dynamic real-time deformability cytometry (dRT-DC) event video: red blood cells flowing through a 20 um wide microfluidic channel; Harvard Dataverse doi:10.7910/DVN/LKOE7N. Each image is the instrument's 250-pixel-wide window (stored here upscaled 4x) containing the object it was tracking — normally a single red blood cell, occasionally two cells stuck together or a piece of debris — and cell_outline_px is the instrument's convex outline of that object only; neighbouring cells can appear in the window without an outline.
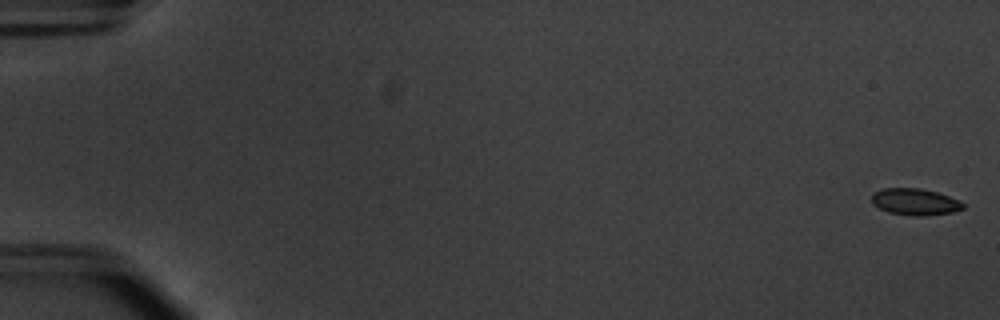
{"species": "common noctule bat (a hibernating species)", "species_latin": "Nyctalus noctula", "temperature_condition": "warm", "stored_images_in_passage": 55, "camera_frame_rate_fps": 3000, "um_per_image_px": 0.085, "animal": {"sex": "male", "body_mass_g": 20.1, "forearm_length_mm": 53.5}, "frame": {"image": 1, "passage_image": 1, "time_ms": 0.0, "image_size_px": [1000, 320], "cell_outline_px": [[964, 208], [952, 212], [924, 216], [912, 216], [888, 212], [872, 204], [872, 196], [876, 192], [884, 188], [920, 188], [936, 192], [960, 200], [964, 204]], "centroid_in_image_um": [77.79, 17.16], "position_along_channel_um": 7.2, "area_um2": 14.1}}
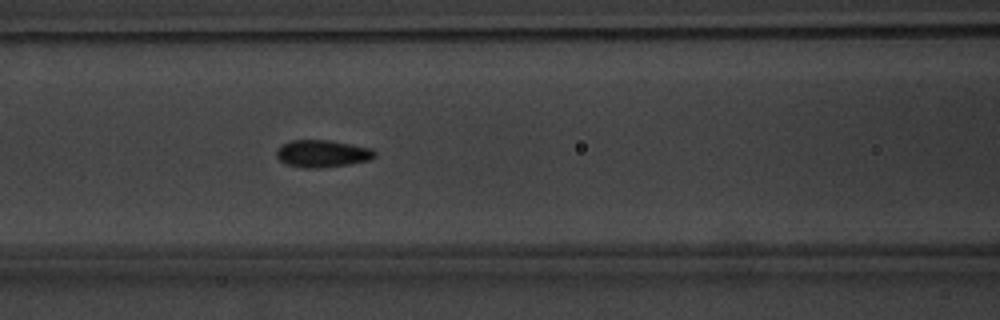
{"frame": {"image": 2, "passage_image": 25, "time_ms": 8.0, "image_size_px": [1000, 320], "cell_outline_px": [[376, 156], [368, 160], [348, 164], [320, 168], [304, 168], [284, 164], [276, 156], [276, 148], [292, 140], [332, 140], [372, 148], [376, 152]], "centroid_in_image_um": [27.39, 13.05], "position_along_channel_um": 139.2, "area_um2": 15.72}}
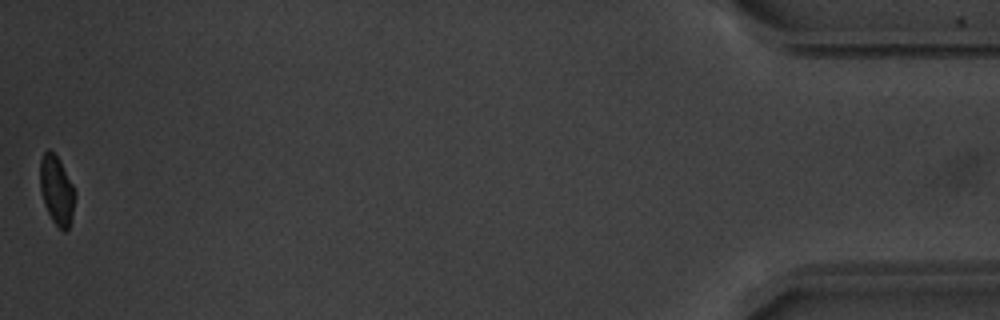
{"frame": {"image": 3, "passage_image": 55, "time_ms": 18.0, "image_size_px": [1000, 320], "cell_outline_px": [[76, 196], [72, 216], [68, 228], [64, 232], [52, 220], [44, 204], [40, 188], [40, 160], [44, 152], [48, 148], [60, 160], [76, 192]], "centroid_in_image_um": [4.82, 16.16], "position_along_channel_um": 430.4, "area_um2": 13.99}, "authors_computed_cell_mechanics": {"area_um2": 14.9124, "velocity_mm_per_s": 3.7834, "shape_relaxation_time_tau1_ms": 2.6005, "shape_relaxation_time_tau2_ms": 1.3544, "deformation_change_tau1": 0.0992, "deformation_change_tau2": 0.046}}